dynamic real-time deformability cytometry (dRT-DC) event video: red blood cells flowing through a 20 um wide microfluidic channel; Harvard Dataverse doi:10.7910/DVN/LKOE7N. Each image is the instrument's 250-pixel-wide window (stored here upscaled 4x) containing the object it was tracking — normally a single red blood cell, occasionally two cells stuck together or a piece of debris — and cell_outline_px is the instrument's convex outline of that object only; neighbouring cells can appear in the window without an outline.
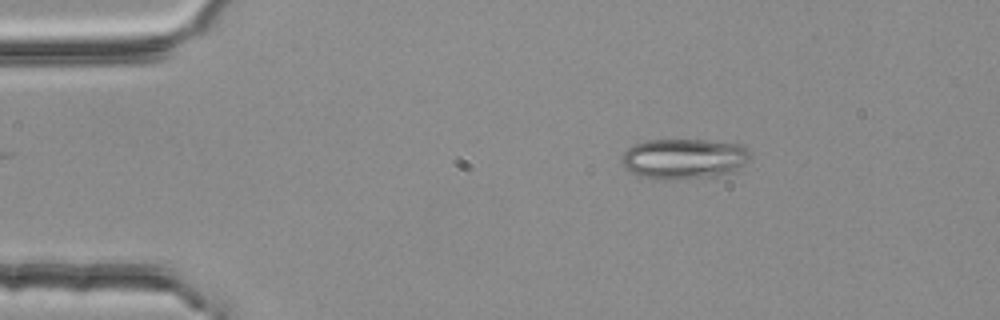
{"species": "common noctule bat (a hibernating species)", "species_latin": "Nyctalus noctula", "temperature_condition": "room temperature", "stored_images_in_passage": 4, "camera_frame_rate_fps": 3000, "um_per_image_px": 0.085, "animal": {"sex": "female", "body_mass_g": 25.1}, "frame": {"image": 1, "passage_image": 2, "time_ms": 0.333, "image_size_px": [1000, 320], "cell_outline_px": [[748, 160], [736, 172], [720, 176], [672, 180], [660, 180], [636, 176], [624, 168], [620, 160], [624, 152], [628, 148], [636, 144], [648, 140], [708, 140], [740, 144], [748, 148]], "centroid_in_image_um": [58.12, 13.52], "position_along_channel_um": 26.9, "area_um2": 30.81}}